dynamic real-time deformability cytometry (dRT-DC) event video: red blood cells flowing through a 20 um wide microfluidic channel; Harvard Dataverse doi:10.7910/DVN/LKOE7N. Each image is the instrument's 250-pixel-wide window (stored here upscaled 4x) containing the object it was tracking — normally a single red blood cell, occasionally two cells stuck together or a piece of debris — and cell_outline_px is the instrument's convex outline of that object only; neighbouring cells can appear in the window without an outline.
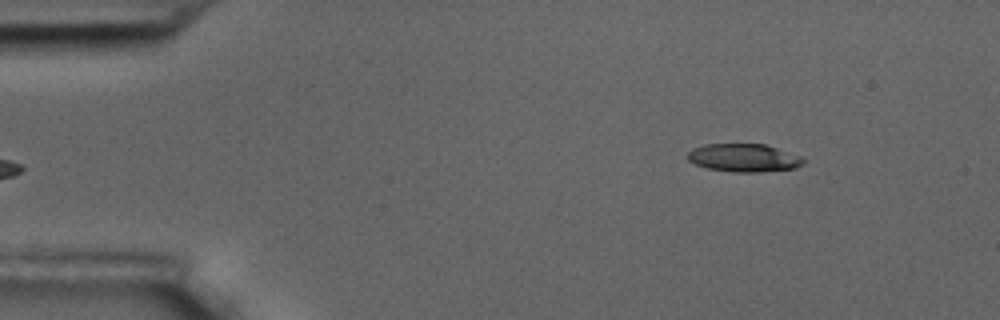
{"species": "common noctule bat (a hibernating species)", "species_latin": "Nyctalus noctula", "temperature_condition": "room temperature", "stored_images_in_passage": 6, "segment_of_instrument_passage": [2, 2], "camera_frame_rate_fps": 3000, "um_per_image_px": 0.085, "animal": {"sex": "male", "body_mass_g": 17.5, "forearm_length_mm": 52.3}, "frame": {"image": 1, "passage_image": 6, "time_ms": 1.667, "image_size_px": [1000, 320], "cell_outline_px": [[804, 164], [796, 168], [760, 172], [732, 172], [708, 168], [696, 164], [688, 160], [688, 152], [692, 148], [704, 144], [764, 144], [804, 156]], "centroid_in_image_um": [63.26, 13.41], "position_along_channel_um": 21.7, "area_um2": 19.07}}